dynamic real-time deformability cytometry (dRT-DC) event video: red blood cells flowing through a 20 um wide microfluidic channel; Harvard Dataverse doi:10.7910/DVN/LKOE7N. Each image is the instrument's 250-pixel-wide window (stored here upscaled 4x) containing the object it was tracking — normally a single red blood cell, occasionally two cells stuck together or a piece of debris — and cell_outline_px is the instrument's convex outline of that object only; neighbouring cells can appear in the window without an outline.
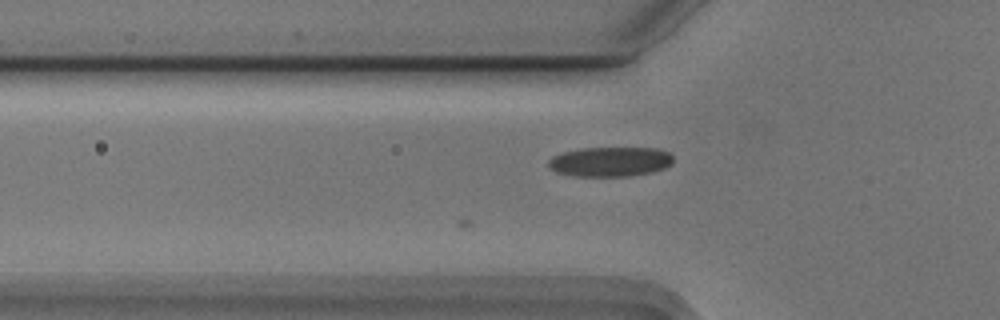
{"species": "Egyptian fruit bat (a non-hibernating species)", "species_latin": "Rousettus aegyptiacus", "temperature_condition": "cold", "stored_images_in_passage": 2, "camera_frame_rate_fps": 3000, "um_per_image_px": 0.085, "animal": {"sex": "male"}, "frame": {"image": 1, "passage_image": 2, "time_ms": 0.333, "image_size_px": [1000, 320], "cell_outline_px": [[672, 164], [664, 168], [652, 172], [628, 176], [576, 176], [556, 172], [548, 168], [548, 160], [552, 156], [564, 152], [580, 148], [660, 148], [668, 152], [672, 156]], "centroid_in_image_um": [51.85, 13.74], "position_along_channel_um": 73.9, "area_um2": 21.68}}